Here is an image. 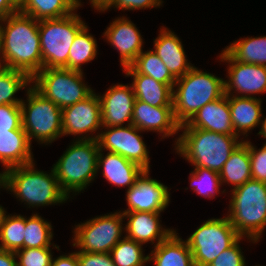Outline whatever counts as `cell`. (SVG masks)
Returning <instances> with one entry per match:
<instances>
[{"instance_id":"obj_17","label":"cell","mask_w":266,"mask_h":266,"mask_svg":"<svg viewBox=\"0 0 266 266\" xmlns=\"http://www.w3.org/2000/svg\"><path fill=\"white\" fill-rule=\"evenodd\" d=\"M132 125L140 131H157L164 137L172 136L180 130V124L175 120L173 106H151L135 99Z\"/></svg>"},{"instance_id":"obj_4","label":"cell","mask_w":266,"mask_h":266,"mask_svg":"<svg viewBox=\"0 0 266 266\" xmlns=\"http://www.w3.org/2000/svg\"><path fill=\"white\" fill-rule=\"evenodd\" d=\"M227 216L240 237L258 242L266 226V183L250 179L232 189Z\"/></svg>"},{"instance_id":"obj_34","label":"cell","mask_w":266,"mask_h":266,"mask_svg":"<svg viewBox=\"0 0 266 266\" xmlns=\"http://www.w3.org/2000/svg\"><path fill=\"white\" fill-rule=\"evenodd\" d=\"M142 244L128 237H124L111 250L113 262L116 266H144L149 261L148 255L144 257Z\"/></svg>"},{"instance_id":"obj_5","label":"cell","mask_w":266,"mask_h":266,"mask_svg":"<svg viewBox=\"0 0 266 266\" xmlns=\"http://www.w3.org/2000/svg\"><path fill=\"white\" fill-rule=\"evenodd\" d=\"M4 172L6 189L11 190L29 207L62 203L68 199V196L60 188L53 168L51 173L47 174L35 170L32 162L9 168Z\"/></svg>"},{"instance_id":"obj_28","label":"cell","mask_w":266,"mask_h":266,"mask_svg":"<svg viewBox=\"0 0 266 266\" xmlns=\"http://www.w3.org/2000/svg\"><path fill=\"white\" fill-rule=\"evenodd\" d=\"M219 177L221 184L231 183L234 186L233 189L252 179L249 148L243 141L224 163Z\"/></svg>"},{"instance_id":"obj_33","label":"cell","mask_w":266,"mask_h":266,"mask_svg":"<svg viewBox=\"0 0 266 266\" xmlns=\"http://www.w3.org/2000/svg\"><path fill=\"white\" fill-rule=\"evenodd\" d=\"M51 230L50 223L37 214L25 218L24 248L50 247L53 237Z\"/></svg>"},{"instance_id":"obj_37","label":"cell","mask_w":266,"mask_h":266,"mask_svg":"<svg viewBox=\"0 0 266 266\" xmlns=\"http://www.w3.org/2000/svg\"><path fill=\"white\" fill-rule=\"evenodd\" d=\"M15 255L19 259L17 266H51L53 260L50 247L21 248Z\"/></svg>"},{"instance_id":"obj_8","label":"cell","mask_w":266,"mask_h":266,"mask_svg":"<svg viewBox=\"0 0 266 266\" xmlns=\"http://www.w3.org/2000/svg\"><path fill=\"white\" fill-rule=\"evenodd\" d=\"M27 95L28 104L22 101L20 106L22 127L30 143L32 138L41 143H51L63 135L62 109L33 86L28 88Z\"/></svg>"},{"instance_id":"obj_40","label":"cell","mask_w":266,"mask_h":266,"mask_svg":"<svg viewBox=\"0 0 266 266\" xmlns=\"http://www.w3.org/2000/svg\"><path fill=\"white\" fill-rule=\"evenodd\" d=\"M240 237L231 247L224 250L216 259L208 266H245V259L242 255L239 241Z\"/></svg>"},{"instance_id":"obj_6","label":"cell","mask_w":266,"mask_h":266,"mask_svg":"<svg viewBox=\"0 0 266 266\" xmlns=\"http://www.w3.org/2000/svg\"><path fill=\"white\" fill-rule=\"evenodd\" d=\"M98 140L78 139L53 165L60 188L69 193L84 190L97 174Z\"/></svg>"},{"instance_id":"obj_44","label":"cell","mask_w":266,"mask_h":266,"mask_svg":"<svg viewBox=\"0 0 266 266\" xmlns=\"http://www.w3.org/2000/svg\"><path fill=\"white\" fill-rule=\"evenodd\" d=\"M19 11L18 4L14 0H0V19Z\"/></svg>"},{"instance_id":"obj_9","label":"cell","mask_w":266,"mask_h":266,"mask_svg":"<svg viewBox=\"0 0 266 266\" xmlns=\"http://www.w3.org/2000/svg\"><path fill=\"white\" fill-rule=\"evenodd\" d=\"M82 71L65 68H46L33 78V87L59 108L73 105L89 97L93 90L82 81Z\"/></svg>"},{"instance_id":"obj_38","label":"cell","mask_w":266,"mask_h":266,"mask_svg":"<svg viewBox=\"0 0 266 266\" xmlns=\"http://www.w3.org/2000/svg\"><path fill=\"white\" fill-rule=\"evenodd\" d=\"M249 148L252 179L266 183V143L261 149L256 148L249 141L242 140Z\"/></svg>"},{"instance_id":"obj_15","label":"cell","mask_w":266,"mask_h":266,"mask_svg":"<svg viewBox=\"0 0 266 266\" xmlns=\"http://www.w3.org/2000/svg\"><path fill=\"white\" fill-rule=\"evenodd\" d=\"M102 127L101 104L94 92L86 99L62 109L63 135L94 132Z\"/></svg>"},{"instance_id":"obj_18","label":"cell","mask_w":266,"mask_h":266,"mask_svg":"<svg viewBox=\"0 0 266 266\" xmlns=\"http://www.w3.org/2000/svg\"><path fill=\"white\" fill-rule=\"evenodd\" d=\"M184 128H199L237 136L231 123L228 95L204 105L187 123L180 125V130Z\"/></svg>"},{"instance_id":"obj_14","label":"cell","mask_w":266,"mask_h":266,"mask_svg":"<svg viewBox=\"0 0 266 266\" xmlns=\"http://www.w3.org/2000/svg\"><path fill=\"white\" fill-rule=\"evenodd\" d=\"M168 187L149 178L145 171L136 184L127 190L128 209L123 212H162L169 204Z\"/></svg>"},{"instance_id":"obj_7","label":"cell","mask_w":266,"mask_h":266,"mask_svg":"<svg viewBox=\"0 0 266 266\" xmlns=\"http://www.w3.org/2000/svg\"><path fill=\"white\" fill-rule=\"evenodd\" d=\"M84 26L85 23L75 13L39 21L42 69L67 67L74 38Z\"/></svg>"},{"instance_id":"obj_49","label":"cell","mask_w":266,"mask_h":266,"mask_svg":"<svg viewBox=\"0 0 266 266\" xmlns=\"http://www.w3.org/2000/svg\"><path fill=\"white\" fill-rule=\"evenodd\" d=\"M3 186L6 188V177H5V172L0 174V188Z\"/></svg>"},{"instance_id":"obj_24","label":"cell","mask_w":266,"mask_h":266,"mask_svg":"<svg viewBox=\"0 0 266 266\" xmlns=\"http://www.w3.org/2000/svg\"><path fill=\"white\" fill-rule=\"evenodd\" d=\"M149 254V261L155 266H194L192 252L186 241L178 237L173 231L165 240Z\"/></svg>"},{"instance_id":"obj_46","label":"cell","mask_w":266,"mask_h":266,"mask_svg":"<svg viewBox=\"0 0 266 266\" xmlns=\"http://www.w3.org/2000/svg\"><path fill=\"white\" fill-rule=\"evenodd\" d=\"M91 4L97 10H102L111 0H90Z\"/></svg>"},{"instance_id":"obj_50","label":"cell","mask_w":266,"mask_h":266,"mask_svg":"<svg viewBox=\"0 0 266 266\" xmlns=\"http://www.w3.org/2000/svg\"><path fill=\"white\" fill-rule=\"evenodd\" d=\"M17 4L21 1V0H14Z\"/></svg>"},{"instance_id":"obj_35","label":"cell","mask_w":266,"mask_h":266,"mask_svg":"<svg viewBox=\"0 0 266 266\" xmlns=\"http://www.w3.org/2000/svg\"><path fill=\"white\" fill-rule=\"evenodd\" d=\"M25 218L21 215L5 217L0 232V249L17 251L24 248Z\"/></svg>"},{"instance_id":"obj_39","label":"cell","mask_w":266,"mask_h":266,"mask_svg":"<svg viewBox=\"0 0 266 266\" xmlns=\"http://www.w3.org/2000/svg\"><path fill=\"white\" fill-rule=\"evenodd\" d=\"M23 129L21 106L4 104L0 106V132Z\"/></svg>"},{"instance_id":"obj_26","label":"cell","mask_w":266,"mask_h":266,"mask_svg":"<svg viewBox=\"0 0 266 266\" xmlns=\"http://www.w3.org/2000/svg\"><path fill=\"white\" fill-rule=\"evenodd\" d=\"M133 76L132 88L137 100L151 106H173L174 85H166L143 74H126Z\"/></svg>"},{"instance_id":"obj_1","label":"cell","mask_w":266,"mask_h":266,"mask_svg":"<svg viewBox=\"0 0 266 266\" xmlns=\"http://www.w3.org/2000/svg\"><path fill=\"white\" fill-rule=\"evenodd\" d=\"M0 67L19 70L33 78L42 70V55L39 36V21L17 11L1 19Z\"/></svg>"},{"instance_id":"obj_48","label":"cell","mask_w":266,"mask_h":266,"mask_svg":"<svg viewBox=\"0 0 266 266\" xmlns=\"http://www.w3.org/2000/svg\"><path fill=\"white\" fill-rule=\"evenodd\" d=\"M262 122L261 130L258 133L259 135H262L264 138H266V118Z\"/></svg>"},{"instance_id":"obj_22","label":"cell","mask_w":266,"mask_h":266,"mask_svg":"<svg viewBox=\"0 0 266 266\" xmlns=\"http://www.w3.org/2000/svg\"><path fill=\"white\" fill-rule=\"evenodd\" d=\"M101 152L102 150L100 149L97 170L102 167L103 176L111 184L119 187L127 186L130 189L145 172L143 168L117 153L108 152L104 157Z\"/></svg>"},{"instance_id":"obj_13","label":"cell","mask_w":266,"mask_h":266,"mask_svg":"<svg viewBox=\"0 0 266 266\" xmlns=\"http://www.w3.org/2000/svg\"><path fill=\"white\" fill-rule=\"evenodd\" d=\"M220 58L223 62H230L229 81L224 82L226 95H231L230 92L234 89L241 93L242 97L266 92V66L235 61L225 50L220 54Z\"/></svg>"},{"instance_id":"obj_41","label":"cell","mask_w":266,"mask_h":266,"mask_svg":"<svg viewBox=\"0 0 266 266\" xmlns=\"http://www.w3.org/2000/svg\"><path fill=\"white\" fill-rule=\"evenodd\" d=\"M76 253L80 266H116L110 253L84 251H78Z\"/></svg>"},{"instance_id":"obj_19","label":"cell","mask_w":266,"mask_h":266,"mask_svg":"<svg viewBox=\"0 0 266 266\" xmlns=\"http://www.w3.org/2000/svg\"><path fill=\"white\" fill-rule=\"evenodd\" d=\"M104 36L120 52L123 68L130 66L142 52L141 35L135 25L125 17L113 21Z\"/></svg>"},{"instance_id":"obj_45","label":"cell","mask_w":266,"mask_h":266,"mask_svg":"<svg viewBox=\"0 0 266 266\" xmlns=\"http://www.w3.org/2000/svg\"><path fill=\"white\" fill-rule=\"evenodd\" d=\"M0 266H17L15 252L0 249Z\"/></svg>"},{"instance_id":"obj_43","label":"cell","mask_w":266,"mask_h":266,"mask_svg":"<svg viewBox=\"0 0 266 266\" xmlns=\"http://www.w3.org/2000/svg\"><path fill=\"white\" fill-rule=\"evenodd\" d=\"M51 266H80L77 253L73 252L69 255H61L57 259H53Z\"/></svg>"},{"instance_id":"obj_36","label":"cell","mask_w":266,"mask_h":266,"mask_svg":"<svg viewBox=\"0 0 266 266\" xmlns=\"http://www.w3.org/2000/svg\"><path fill=\"white\" fill-rule=\"evenodd\" d=\"M190 178L192 190L197 194L213 198L216 193H219L221 185L219 173L205 168H195L191 172Z\"/></svg>"},{"instance_id":"obj_21","label":"cell","mask_w":266,"mask_h":266,"mask_svg":"<svg viewBox=\"0 0 266 266\" xmlns=\"http://www.w3.org/2000/svg\"><path fill=\"white\" fill-rule=\"evenodd\" d=\"M154 47L153 51L175 79L184 76L193 67L186 60L180 39L168 29L160 30L159 36L154 40Z\"/></svg>"},{"instance_id":"obj_27","label":"cell","mask_w":266,"mask_h":266,"mask_svg":"<svg viewBox=\"0 0 266 266\" xmlns=\"http://www.w3.org/2000/svg\"><path fill=\"white\" fill-rule=\"evenodd\" d=\"M77 8L75 0H21L18 3L20 12L37 21L65 17Z\"/></svg>"},{"instance_id":"obj_10","label":"cell","mask_w":266,"mask_h":266,"mask_svg":"<svg viewBox=\"0 0 266 266\" xmlns=\"http://www.w3.org/2000/svg\"><path fill=\"white\" fill-rule=\"evenodd\" d=\"M240 236L228 217L208 219L186 240L194 266H208Z\"/></svg>"},{"instance_id":"obj_29","label":"cell","mask_w":266,"mask_h":266,"mask_svg":"<svg viewBox=\"0 0 266 266\" xmlns=\"http://www.w3.org/2000/svg\"><path fill=\"white\" fill-rule=\"evenodd\" d=\"M123 70L126 74H143L152 77L166 85H174L176 82V79L153 50L142 51L135 61Z\"/></svg>"},{"instance_id":"obj_2","label":"cell","mask_w":266,"mask_h":266,"mask_svg":"<svg viewBox=\"0 0 266 266\" xmlns=\"http://www.w3.org/2000/svg\"><path fill=\"white\" fill-rule=\"evenodd\" d=\"M241 142L238 141V136L218 134L199 128H185L178 137L175 148L195 168L220 173L224 163Z\"/></svg>"},{"instance_id":"obj_30","label":"cell","mask_w":266,"mask_h":266,"mask_svg":"<svg viewBox=\"0 0 266 266\" xmlns=\"http://www.w3.org/2000/svg\"><path fill=\"white\" fill-rule=\"evenodd\" d=\"M225 51L235 61L266 66V36L240 39L227 46Z\"/></svg>"},{"instance_id":"obj_23","label":"cell","mask_w":266,"mask_h":266,"mask_svg":"<svg viewBox=\"0 0 266 266\" xmlns=\"http://www.w3.org/2000/svg\"><path fill=\"white\" fill-rule=\"evenodd\" d=\"M0 162L6 170L33 162L31 143L24 129L0 132Z\"/></svg>"},{"instance_id":"obj_3","label":"cell","mask_w":266,"mask_h":266,"mask_svg":"<svg viewBox=\"0 0 266 266\" xmlns=\"http://www.w3.org/2000/svg\"><path fill=\"white\" fill-rule=\"evenodd\" d=\"M225 80L192 67L176 79L172 105L175 120L187 123L204 105L225 95Z\"/></svg>"},{"instance_id":"obj_16","label":"cell","mask_w":266,"mask_h":266,"mask_svg":"<svg viewBox=\"0 0 266 266\" xmlns=\"http://www.w3.org/2000/svg\"><path fill=\"white\" fill-rule=\"evenodd\" d=\"M98 97L101 104L102 127L122 126L128 121V125L132 124L136 99L132 85H114L105 92V95Z\"/></svg>"},{"instance_id":"obj_42","label":"cell","mask_w":266,"mask_h":266,"mask_svg":"<svg viewBox=\"0 0 266 266\" xmlns=\"http://www.w3.org/2000/svg\"><path fill=\"white\" fill-rule=\"evenodd\" d=\"M162 4L161 0H111L101 11L115 6L118 9L135 10L142 8L157 7Z\"/></svg>"},{"instance_id":"obj_31","label":"cell","mask_w":266,"mask_h":266,"mask_svg":"<svg viewBox=\"0 0 266 266\" xmlns=\"http://www.w3.org/2000/svg\"><path fill=\"white\" fill-rule=\"evenodd\" d=\"M96 55V40L92 35H89L87 26L85 25L74 38L65 69L82 71L81 64L90 62Z\"/></svg>"},{"instance_id":"obj_47","label":"cell","mask_w":266,"mask_h":266,"mask_svg":"<svg viewBox=\"0 0 266 266\" xmlns=\"http://www.w3.org/2000/svg\"><path fill=\"white\" fill-rule=\"evenodd\" d=\"M6 211L3 209L2 206H0V232H1V228H2V225L4 223V220H5V217H6Z\"/></svg>"},{"instance_id":"obj_20","label":"cell","mask_w":266,"mask_h":266,"mask_svg":"<svg viewBox=\"0 0 266 266\" xmlns=\"http://www.w3.org/2000/svg\"><path fill=\"white\" fill-rule=\"evenodd\" d=\"M123 216L129 218L124 230L126 237L138 242L147 243L151 241L156 245L165 240L174 230L161 228L159 222L160 212H122Z\"/></svg>"},{"instance_id":"obj_11","label":"cell","mask_w":266,"mask_h":266,"mask_svg":"<svg viewBox=\"0 0 266 266\" xmlns=\"http://www.w3.org/2000/svg\"><path fill=\"white\" fill-rule=\"evenodd\" d=\"M123 213L103 215L75 227L73 246L80 251L110 253L121 240Z\"/></svg>"},{"instance_id":"obj_32","label":"cell","mask_w":266,"mask_h":266,"mask_svg":"<svg viewBox=\"0 0 266 266\" xmlns=\"http://www.w3.org/2000/svg\"><path fill=\"white\" fill-rule=\"evenodd\" d=\"M32 78L25 72L0 67V106L20 105L22 99L15 98L18 90L27 87Z\"/></svg>"},{"instance_id":"obj_25","label":"cell","mask_w":266,"mask_h":266,"mask_svg":"<svg viewBox=\"0 0 266 266\" xmlns=\"http://www.w3.org/2000/svg\"><path fill=\"white\" fill-rule=\"evenodd\" d=\"M231 123L235 134L239 137V132L246 134L248 131L261 124V99L256 97H232L228 95Z\"/></svg>"},{"instance_id":"obj_12","label":"cell","mask_w":266,"mask_h":266,"mask_svg":"<svg viewBox=\"0 0 266 266\" xmlns=\"http://www.w3.org/2000/svg\"><path fill=\"white\" fill-rule=\"evenodd\" d=\"M105 132L97 136L81 137V140H98L99 148H103L112 153H117L128 161H131L145 171H149V152L142 137L137 132L140 130L134 125L105 127ZM110 128V129H109Z\"/></svg>"}]
</instances>
